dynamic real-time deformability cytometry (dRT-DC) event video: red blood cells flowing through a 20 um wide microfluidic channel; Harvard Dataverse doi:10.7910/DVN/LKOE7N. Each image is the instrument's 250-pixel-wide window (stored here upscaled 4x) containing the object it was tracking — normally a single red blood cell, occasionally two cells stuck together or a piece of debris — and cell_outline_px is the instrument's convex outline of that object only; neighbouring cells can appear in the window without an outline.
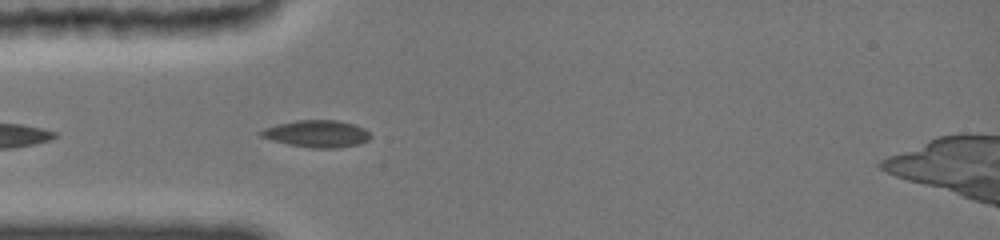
{"species": "common noctule bat (a hibernating species)", "species_latin": "Nyctalus noctula", "temperature_condition": "cold", "stored_images_in_passage": 6, "camera_frame_rate_fps": 3000, "um_per_image_px": 0.085, "animal": {"sex": "female", "body_mass_g": 19.0, "forearm_length_mm": 51.5}, "frame": {"image": 1, "passage_image": 6, "time_ms": 2.0, "image_size_px": [1000, 240], "cell_outline_px": [[372, 136], [368, 140], [356, 144], [336, 148], [308, 148], [288, 144], [272, 140], [260, 136], [256, 132], [280, 124], [300, 120], [336, 120], [352, 124], [364, 128]], "centroid_in_image_um": [26.93, 11.38], "position_along_channel_um": 58.1, "area_um2": 16.99}}